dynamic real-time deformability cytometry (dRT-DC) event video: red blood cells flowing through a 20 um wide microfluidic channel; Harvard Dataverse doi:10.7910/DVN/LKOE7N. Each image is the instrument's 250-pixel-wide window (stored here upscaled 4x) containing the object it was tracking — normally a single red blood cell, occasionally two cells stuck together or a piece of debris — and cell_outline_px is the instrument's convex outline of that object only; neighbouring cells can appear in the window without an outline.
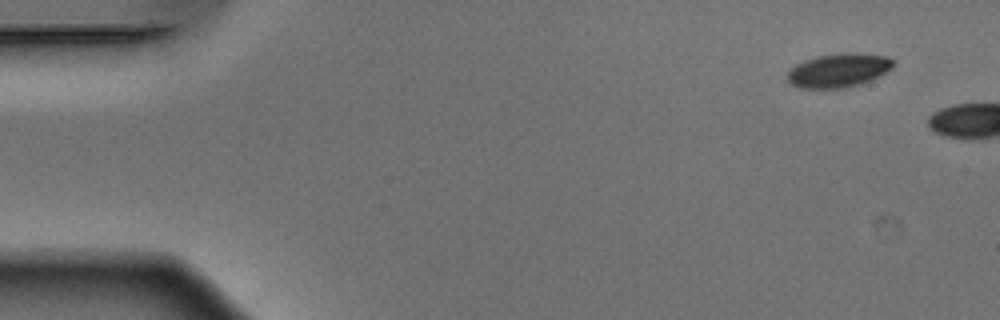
{"species": "Egyptian fruit bat (a non-hibernating species)", "species_latin": "Rousettus aegyptiacus", "temperature_condition": "warm", "stored_images_in_passage": 4, "camera_frame_rate_fps": 3000, "um_per_image_px": 0.085, "animal": {"sex": "male"}, "frame": {"image": 1, "passage_image": 1, "time_ms": 0.0, "image_size_px": [1000, 320], "cell_outline_px": [[896, 64], [892, 68], [860, 84], [844, 88], [800, 88], [792, 84], [784, 76], [796, 64], [804, 60], [816, 56], [840, 52], [856, 52], [888, 56]], "centroid_in_image_um": [71.26, 5.95], "position_along_channel_um": 13.7, "area_um2": 20.98}}